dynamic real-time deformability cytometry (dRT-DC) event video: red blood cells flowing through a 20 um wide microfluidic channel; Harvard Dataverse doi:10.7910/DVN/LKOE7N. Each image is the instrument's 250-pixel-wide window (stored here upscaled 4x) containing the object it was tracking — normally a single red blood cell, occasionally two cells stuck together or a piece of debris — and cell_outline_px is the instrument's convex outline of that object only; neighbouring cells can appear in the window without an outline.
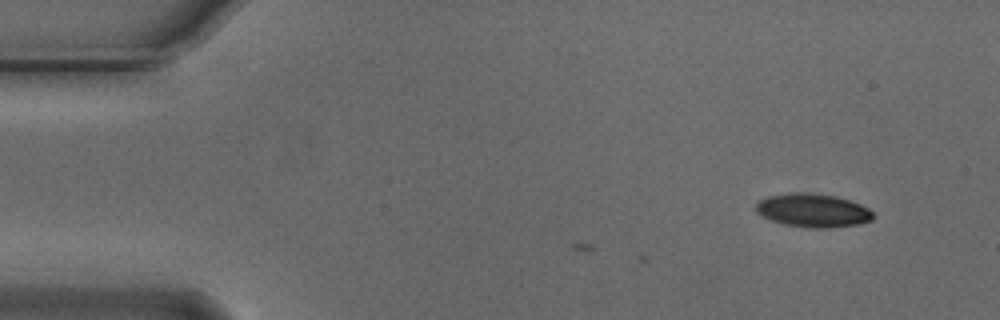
{"species": "Egyptian fruit bat (a non-hibernating species)", "species_latin": "Rousettus aegyptiacus", "temperature_condition": "cold", "stored_images_in_passage": 6, "camera_frame_rate_fps": 3000, "um_per_image_px": 0.085, "animal": {"sex": "male"}, "frame": {"image": 1, "passage_image": 1, "time_ms": 0.0, "image_size_px": [1000, 320], "cell_outline_px": [[876, 216], [872, 220], [856, 224], [828, 228], [812, 228], [784, 224], [772, 220], [756, 212], [756, 200], [768, 196], [788, 192], [804, 192], [836, 196], [860, 204], [868, 208]], "centroid_in_image_um": [69.08, 17.87], "position_along_channel_um": 15.9, "area_um2": 22.89}}